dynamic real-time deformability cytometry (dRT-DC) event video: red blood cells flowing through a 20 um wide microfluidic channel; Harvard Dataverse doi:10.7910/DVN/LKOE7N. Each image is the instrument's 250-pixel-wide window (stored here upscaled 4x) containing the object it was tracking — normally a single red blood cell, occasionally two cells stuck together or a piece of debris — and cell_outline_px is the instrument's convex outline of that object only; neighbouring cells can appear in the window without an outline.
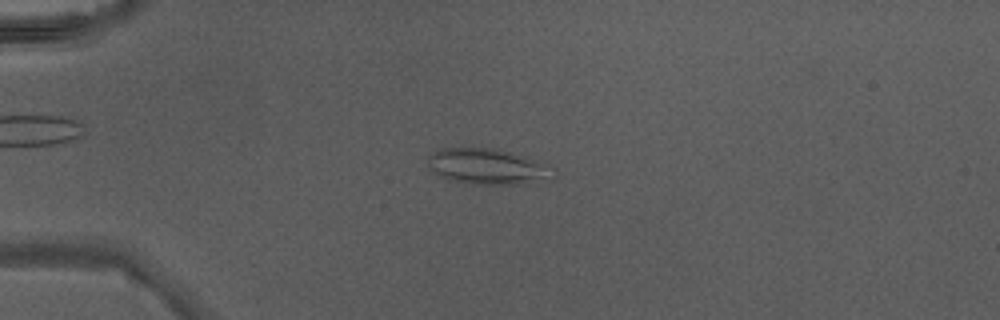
{"species": "Egyptian fruit bat (a non-hibernating species)", "species_latin": "Rousettus aegyptiacus", "temperature_condition": "warm", "stored_images_in_passage": 47, "camera_frame_rate_fps": 3000, "um_per_image_px": 0.085, "animal": {"sex": "male"}, "frame": {"image": 1, "passage_image": 13, "time_ms": 4.0, "image_size_px": [1000, 320], "cell_outline_px": [[556, 172], [552, 176], [528, 184], [464, 184], [440, 176], [432, 172], [428, 164], [428, 156], [440, 148], [492, 148], [524, 156], [552, 164], [556, 168]], "centroid_in_image_um": [41.47, 14.16], "position_along_channel_um": 43.5, "area_um2": 26.36}}
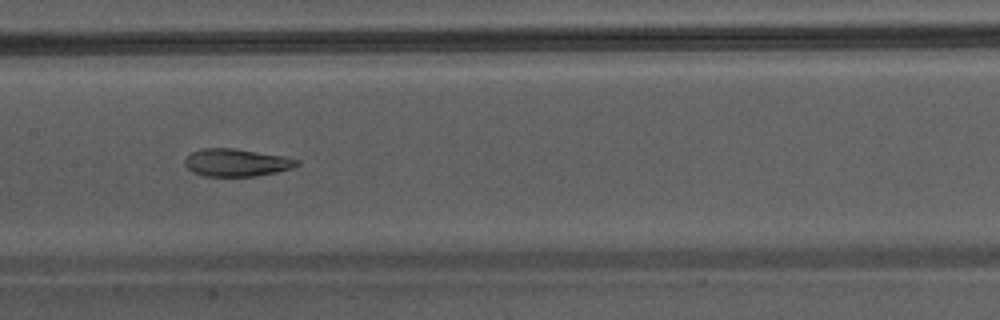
{"frame": {"image": 2, "passage_image": 25, "time_ms": 8.0, "image_size_px": [1000, 320], "cell_outline_px": [[300, 164], [292, 168], [276, 172], [256, 176], [204, 176], [192, 172], [184, 164], [184, 160], [192, 152], [200, 148], [232, 148], [284, 156], [300, 160]], "centroid_in_image_um": [20.1, 13.82], "position_along_channel_um": 187.3, "area_um2": 18.03}}
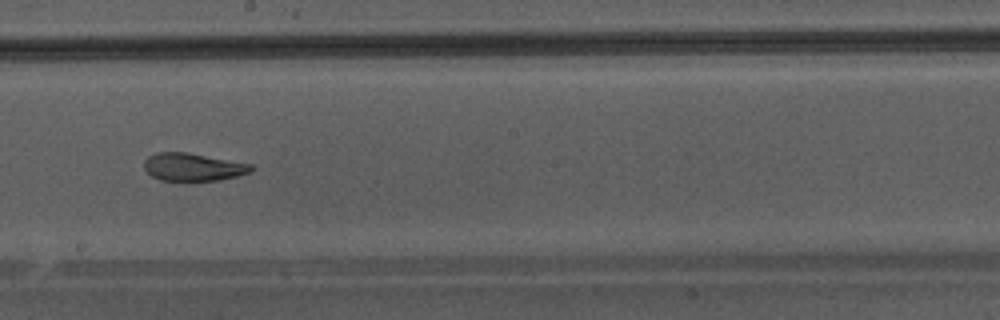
{"frame": {"image": 3, "passage_image": 28, "time_ms": 9.0, "image_size_px": [1000, 320], "cell_outline_px": [[256, 168], [252, 172], [236, 176], [216, 180], [160, 180], [152, 176], [144, 168], [144, 160], [148, 156], [156, 152], [184, 152], [252, 164]], "centroid_in_image_um": [16.41, 14.19], "position_along_channel_um": 231.8, "area_um2": 17.17}}